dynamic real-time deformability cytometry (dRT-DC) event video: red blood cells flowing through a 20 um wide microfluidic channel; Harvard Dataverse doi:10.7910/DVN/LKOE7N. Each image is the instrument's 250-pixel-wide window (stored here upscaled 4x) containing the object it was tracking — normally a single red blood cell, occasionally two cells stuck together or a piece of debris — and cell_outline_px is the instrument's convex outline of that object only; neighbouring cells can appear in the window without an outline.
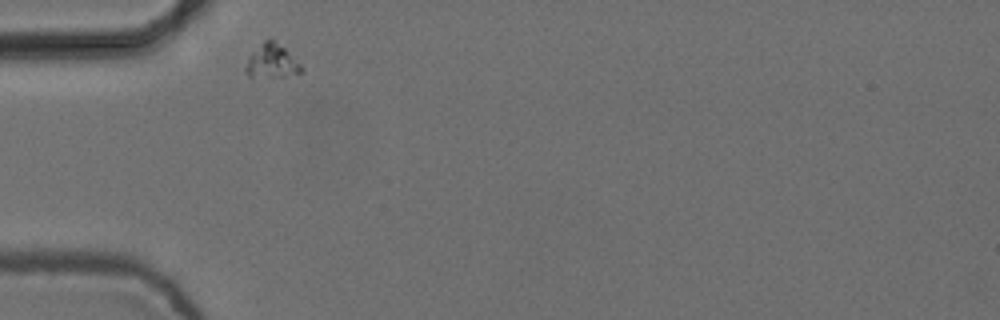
{"species": "common noctule bat (a hibernating species)", "species_latin": "Nyctalus noctula", "temperature_condition": "cold", "stored_images_in_passage": 2, "camera_frame_rate_fps": 3000, "um_per_image_px": 0.085, "animal": {"sex": "female", "body_mass_g": 24.6, "forearm_length_mm": 56.2}, "frame": {"image": 1, "passage_image": 1, "time_ms": 0.0, "image_size_px": [1000, 320], "cell_outline_px": [[304, 72], [284, 76], [248, 76], [244, 72], [244, 68], [248, 56], [264, 40], [272, 40], [284, 48], [304, 68]], "centroid_in_image_um": [23.08, 5.22], "position_along_channel_um": 61.9, "area_um2": 10.75}}
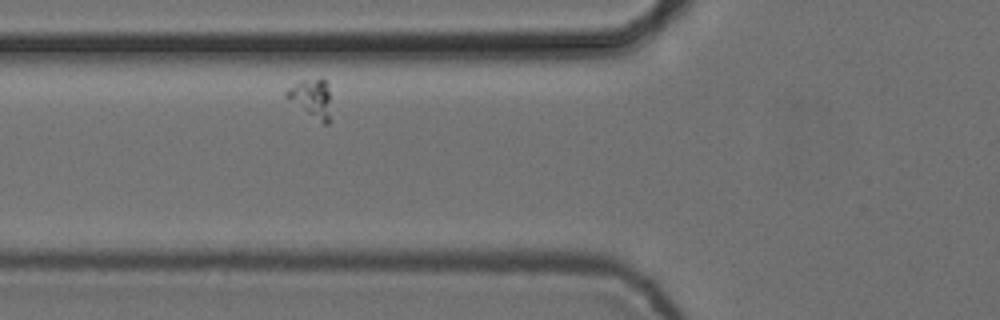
{"frame": {"image": 2, "passage_image": 2, "time_ms": 0.333, "image_size_px": [1000, 320], "cell_outline_px": [[332, 120], [328, 124], [324, 124], [288, 100], [284, 96], [284, 92], [288, 88], [300, 80], [320, 76], [324, 76], [328, 84]], "centroid_in_image_um": [26.51, 8.31], "position_along_channel_um": 99.3, "area_um2": 10.46}}